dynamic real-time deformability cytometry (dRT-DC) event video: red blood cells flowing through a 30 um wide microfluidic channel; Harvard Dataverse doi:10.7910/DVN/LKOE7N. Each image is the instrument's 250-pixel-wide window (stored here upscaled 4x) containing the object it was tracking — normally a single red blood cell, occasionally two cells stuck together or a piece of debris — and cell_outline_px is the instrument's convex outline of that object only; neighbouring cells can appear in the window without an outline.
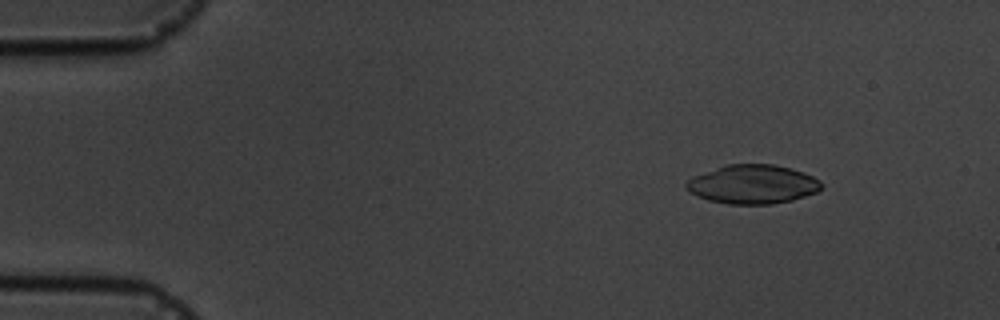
{"species": "common noctule bat (a hibernating species)", "species_latin": "Nyctalus noctula", "temperature_condition": "cold", "stored_images_in_passage": 6, "camera_frame_rate_fps": 3000, "um_per_image_px": 0.085, "animal": {"sex": "male", "body_mass_g": 19.5, "forearm_length_mm": 54.6}, "frame": {"image": 1, "passage_image": 2, "time_ms": 1.333, "image_size_px": [1000, 320], "cell_outline_px": [[824, 184], [816, 192], [792, 200], [772, 204], [728, 204], [708, 200], [696, 196], [688, 192], [684, 184], [692, 176], [724, 164], [772, 164], [792, 168], [804, 172], [820, 180]], "centroid_in_image_um": [63.94, 15.66], "position_along_channel_um": 21.1, "area_um2": 30.98}}